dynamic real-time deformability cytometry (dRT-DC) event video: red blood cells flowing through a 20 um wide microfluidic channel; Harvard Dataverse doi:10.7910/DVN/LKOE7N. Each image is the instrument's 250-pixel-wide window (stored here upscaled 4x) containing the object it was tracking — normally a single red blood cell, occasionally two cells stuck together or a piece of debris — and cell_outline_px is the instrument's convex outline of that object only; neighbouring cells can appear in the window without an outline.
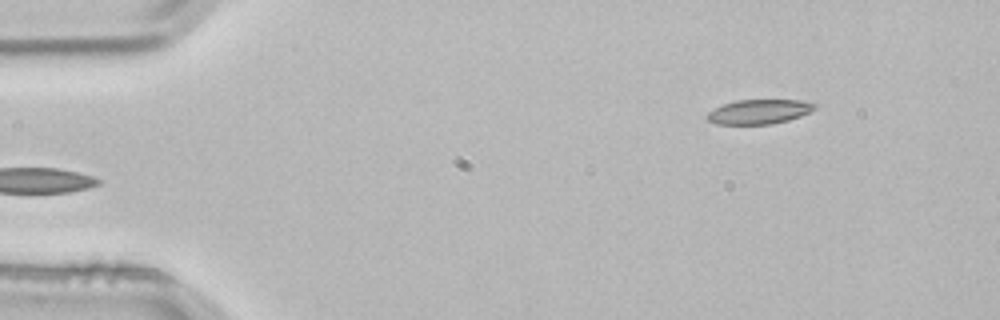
{"species": "common noctule bat (a hibernating species)", "species_latin": "Nyctalus noctula", "temperature_condition": "room temperature", "stored_images_in_passage": 4, "segment_of_instrument_passage": [2, 2], "camera_frame_rate_fps": 3000, "um_per_image_px": 0.085, "animal": {"sex": "male", "body_mass_g": 21.5, "forearm_length_mm": 52.0}, "frame": {"image": 1, "passage_image": 4, "time_ms": 1.0, "image_size_px": [1000, 320], "cell_outline_px": [[820, 104], [816, 108], [800, 116], [788, 120], [772, 124], [716, 124], [708, 120], [708, 112], [724, 104], [736, 100], [800, 100]], "centroid_in_image_um": [64.57, 9.49], "position_along_channel_um": 20.4, "area_um2": 15.26}}